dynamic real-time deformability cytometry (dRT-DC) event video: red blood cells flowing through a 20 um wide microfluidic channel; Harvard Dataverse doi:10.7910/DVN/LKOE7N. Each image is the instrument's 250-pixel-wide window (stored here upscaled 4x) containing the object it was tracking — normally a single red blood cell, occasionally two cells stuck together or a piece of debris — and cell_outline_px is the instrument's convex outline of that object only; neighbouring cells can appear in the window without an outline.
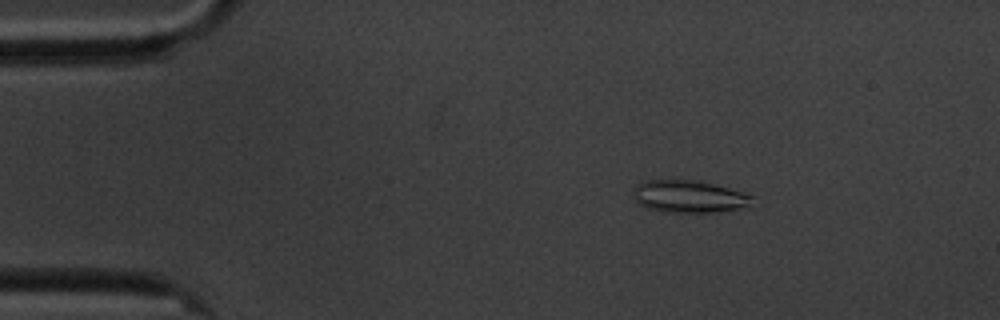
{"species": "common noctule bat (a hibernating species)", "species_latin": "Nyctalus noctula", "temperature_condition": "cold", "stored_images_in_passage": 57, "camera_frame_rate_fps": 3000, "um_per_image_px": 0.085, "animal": {"sex": "male", "body_mass_g": 20.1, "forearm_length_mm": 53.5}, "frame": {"image": 1, "passage_image": 8, "time_ms": 2.333, "image_size_px": [1000, 320], "cell_outline_px": [[756, 196], [748, 204], [740, 208], [716, 212], [668, 212], [648, 208], [640, 204], [636, 200], [636, 188], [640, 184], [648, 180], [700, 180], [744, 192]], "centroid_in_image_um": [58.64, 16.7], "position_along_channel_um": 26.4, "area_um2": 22.02}}
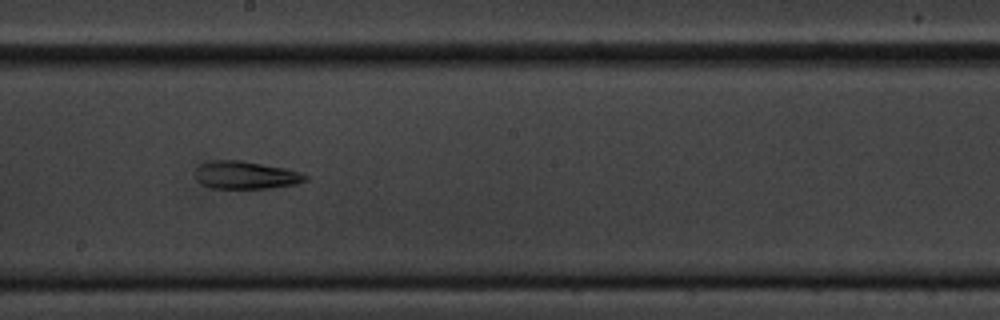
{"frame": {"image": 2, "passage_image": 31, "time_ms": 10.0, "image_size_px": [1000, 320], "cell_outline_px": [[308, 180], [296, 184], [272, 188], [212, 188], [200, 184], [196, 180], [196, 168], [200, 164], [212, 160], [240, 160], [284, 168], [300, 172], [308, 176]], "centroid_in_image_um": [20.87, 14.89], "position_along_channel_um": 227.3, "area_um2": 17.86}}
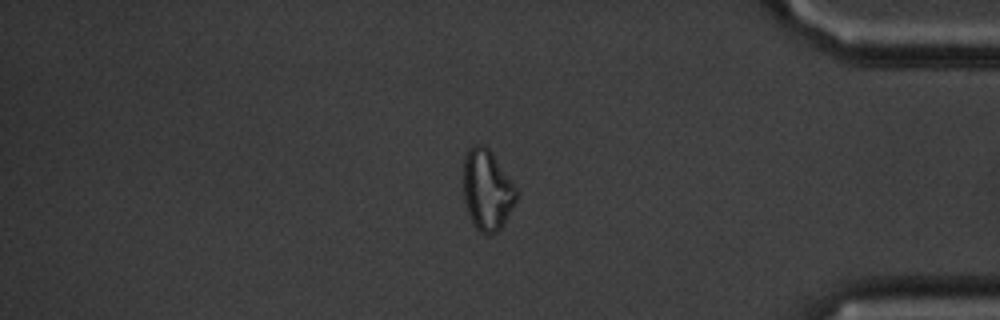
{"frame": {"image": 3, "passage_image": 48, "time_ms": 15.667, "image_size_px": [1000, 320], "cell_outline_px": [[516, 200], [504, 224], [492, 236], [488, 236], [480, 232], [476, 228], [464, 204], [464, 156], [468, 148], [472, 144], [484, 144], [492, 152], [516, 188]], "centroid_in_image_um": [41.38, 16.14], "position_along_channel_um": 393.8, "area_um2": 24.91}, "authors_computed_cell_mechanics": {"area_um2": 21.5016, "velocity_mm_per_s": 3.4153, "shape_relaxation_time_tau1_ms": null, "shape_relaxation_time_tau2_ms": 6.0159, "deformation_change_tau1": null, "deformation_change_tau2": 0.1418}}